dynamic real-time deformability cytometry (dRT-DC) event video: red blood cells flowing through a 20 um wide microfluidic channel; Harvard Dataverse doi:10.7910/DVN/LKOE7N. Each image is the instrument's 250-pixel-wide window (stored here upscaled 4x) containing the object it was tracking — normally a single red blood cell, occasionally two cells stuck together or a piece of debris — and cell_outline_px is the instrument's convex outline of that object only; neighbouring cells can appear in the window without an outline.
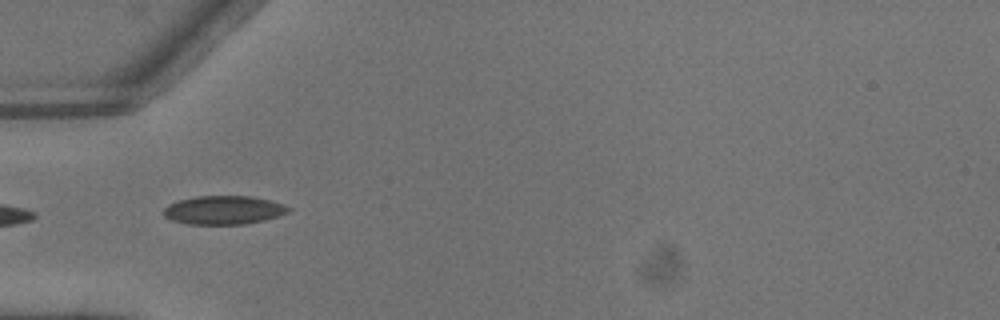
{"species": "common noctule bat (a hibernating species)", "species_latin": "Nyctalus noctula", "temperature_condition": "warm", "stored_images_in_passage": 1, "camera_frame_rate_fps": 3000, "um_per_image_px": 0.085, "animal": {"sex": "male", "body_mass_g": 13.3}, "frame": {"image": 1, "passage_image": 1, "time_ms": 0.0, "image_size_px": [1000, 320], "cell_outline_px": [[292, 208], [288, 212], [280, 216], [264, 220], [244, 224], [188, 224], [172, 220], [164, 216], [164, 208], [168, 204], [180, 200], [196, 196], [252, 196], [284, 204]], "centroid_in_image_um": [19.03, 17.85], "position_along_channel_um": 66.0, "area_um2": 20.81}}